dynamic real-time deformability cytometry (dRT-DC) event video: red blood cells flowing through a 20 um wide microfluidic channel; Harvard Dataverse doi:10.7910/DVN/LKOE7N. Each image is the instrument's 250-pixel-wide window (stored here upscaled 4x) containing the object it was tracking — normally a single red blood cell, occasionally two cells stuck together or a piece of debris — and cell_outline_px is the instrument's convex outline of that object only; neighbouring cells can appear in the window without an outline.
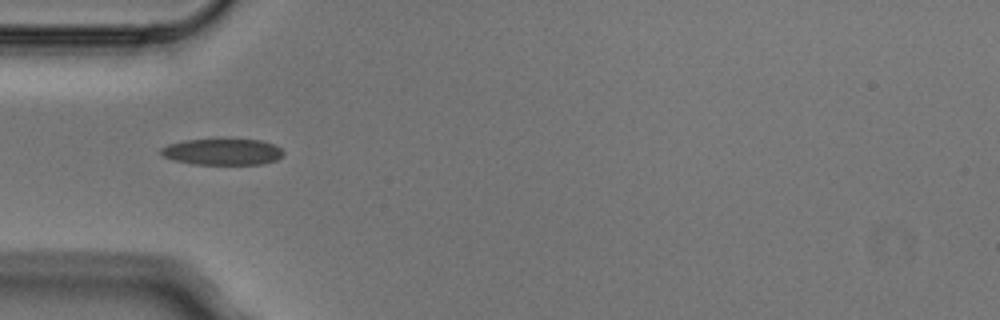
{"species": "Egyptian fruit bat (a non-hibernating species)", "species_latin": "Rousettus aegyptiacus", "temperature_condition": "cold", "stored_images_in_passage": 2, "camera_frame_rate_fps": 3000, "um_per_image_px": 0.085, "animal": {"sex": "male"}, "frame": {"image": 1, "passage_image": 1, "time_ms": 0.0, "image_size_px": [1000, 320], "cell_outline_px": [[284, 152], [276, 160], [260, 164], [196, 164], [172, 160], [164, 156], [160, 152], [160, 148], [168, 144], [184, 140], [260, 140], [272, 144], [280, 148]], "centroid_in_image_um": [18.87, 12.91], "position_along_channel_um": 66.1, "area_um2": 18.44}}
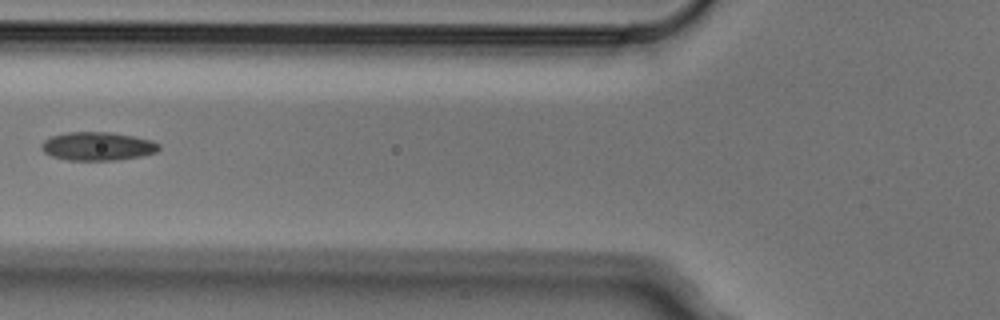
{"frame": {"image": 2, "passage_image": 2, "time_ms": 0.333, "image_size_px": [1000, 320], "cell_outline_px": [[160, 148], [156, 152], [144, 156], [120, 160], [68, 160], [52, 156], [44, 152], [40, 148], [40, 144], [44, 140], [52, 136], [68, 132], [112, 132], [152, 140], [160, 144]], "centroid_in_image_um": [8.31, 12.43], "position_along_channel_um": 117.5, "area_um2": 19.65}}